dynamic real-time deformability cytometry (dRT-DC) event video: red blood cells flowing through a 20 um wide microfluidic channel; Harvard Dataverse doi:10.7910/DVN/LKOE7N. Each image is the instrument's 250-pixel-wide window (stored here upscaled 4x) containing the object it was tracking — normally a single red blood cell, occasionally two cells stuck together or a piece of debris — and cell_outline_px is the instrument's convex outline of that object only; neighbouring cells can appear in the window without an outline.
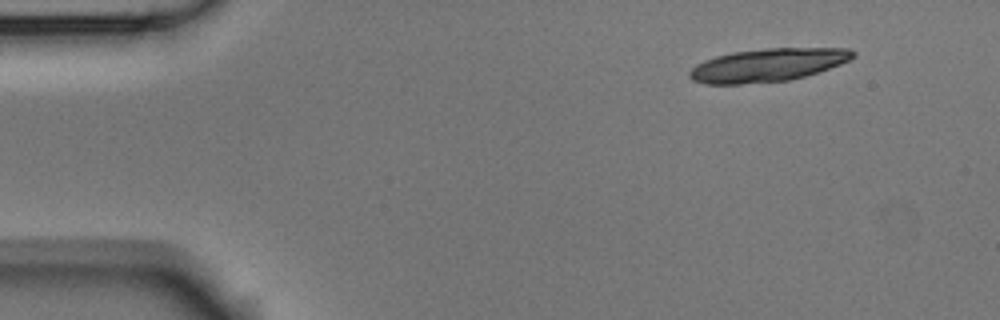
{"species": "Egyptian fruit bat (a non-hibernating species)", "species_latin": "Rousettus aegyptiacus", "temperature_condition": "room temperature", "stored_images_in_passage": 5, "camera_frame_rate_fps": 3000, "um_per_image_px": 0.085, "animal": {"sex": "male"}, "frame": {"image": 1, "passage_image": 1, "time_ms": 0.0, "image_size_px": [1000, 320], "cell_outline_px": [[856, 56], [840, 64], [804, 76], [788, 80], [740, 84], [704, 84], [692, 80], [688, 76], [688, 72], [696, 64], [704, 60], [716, 56], [732, 52], [768, 48], [848, 48], [856, 52]], "centroid_in_image_um": [65.22, 5.52], "position_along_channel_um": 19.8, "area_um2": 31.39}}